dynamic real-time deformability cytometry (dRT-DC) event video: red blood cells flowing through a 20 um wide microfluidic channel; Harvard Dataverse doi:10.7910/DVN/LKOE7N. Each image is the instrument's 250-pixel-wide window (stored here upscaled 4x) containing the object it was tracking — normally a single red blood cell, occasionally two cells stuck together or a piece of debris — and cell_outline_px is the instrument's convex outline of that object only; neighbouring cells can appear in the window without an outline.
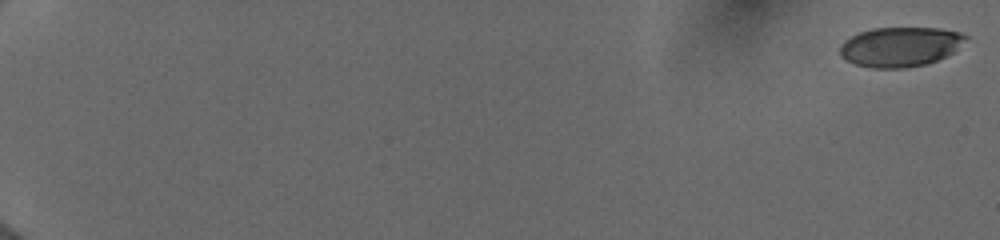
{"species": "human", "species_latin": "Homo sapiens", "temperature_condition": "cold", "stored_images_in_passage": 55, "camera_frame_rate_fps": 3000, "um_per_image_px": 0.085, "donor": {"sex": "female"}, "frame": {"image": 1, "passage_image": 1, "time_ms": 0.0, "image_size_px": [1000, 240], "cell_outline_px": [[968, 36], [952, 52], [928, 64], [904, 68], [872, 68], [856, 64], [840, 56], [840, 44], [844, 40], [860, 32], [872, 28], [940, 28], [960, 32]], "centroid_in_image_um": [76.48, 3.97], "position_along_channel_um": 8.5, "area_um2": 28.84}}
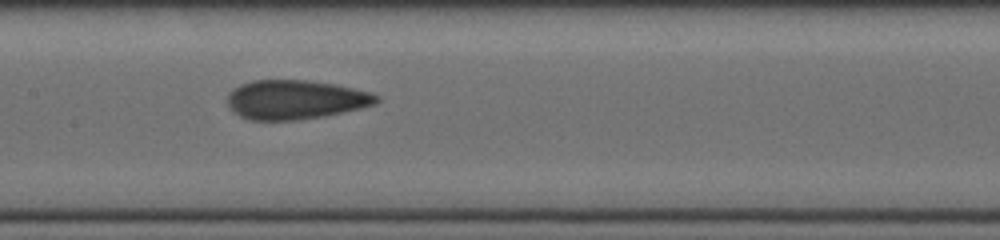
{"frame": {"image": 2, "passage_image": 31, "time_ms": 10.0, "image_size_px": [1000, 240], "cell_outline_px": [[380, 100], [376, 104], [360, 108], [324, 116], [296, 120], [252, 120], [240, 116], [228, 104], [228, 92], [232, 88], [240, 84], [252, 80], [308, 80], [336, 84], [372, 92], [380, 96]], "centroid_in_image_um": [25.14, 8.45], "position_along_channel_um": 182.3, "area_um2": 34.16}}
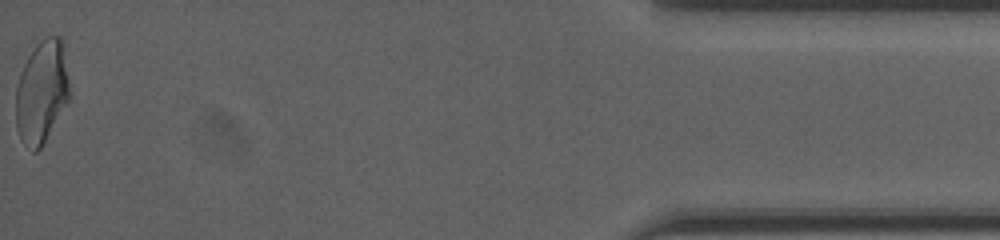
{"frame": {"image": 3, "passage_image": 55, "time_ms": 18.0, "image_size_px": [1000, 240], "cell_outline_px": [[68, 100], [40, 148], [36, 152], [32, 152], [20, 140], [16, 128], [16, 84], [20, 72], [28, 56], [36, 44], [44, 36], [60, 36], [68, 80]], "centroid_in_image_um": [3.49, 7.82], "position_along_channel_um": 431.7, "area_um2": 31.67}, "authors_computed_cell_mechanics": {"area_um2": 32.368, "velocity_mm_per_s": 4.0174, "shape_relaxation_time_tau1_ms": null, "shape_relaxation_time_tau2_ms": 1.2565, "deformation_change_tau1": null, "deformation_change_tau2": 0.0874}}